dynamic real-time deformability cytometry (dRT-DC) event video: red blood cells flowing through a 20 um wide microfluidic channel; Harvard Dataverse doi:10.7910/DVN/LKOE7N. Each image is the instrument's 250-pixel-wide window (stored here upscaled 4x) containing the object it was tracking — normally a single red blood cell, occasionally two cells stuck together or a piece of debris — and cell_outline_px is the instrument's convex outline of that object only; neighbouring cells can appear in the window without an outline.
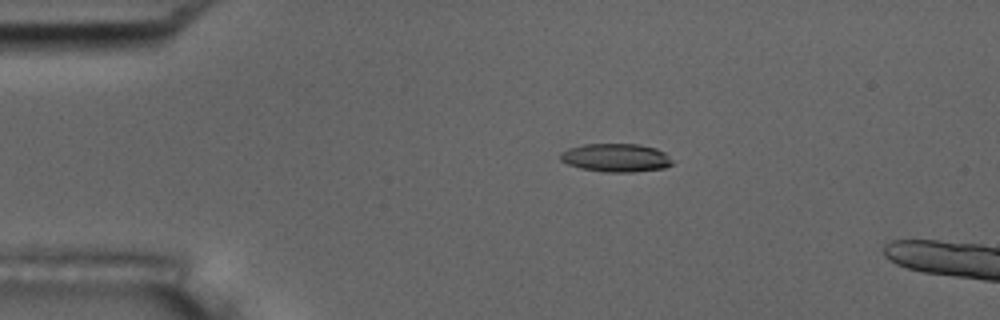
{"species": "common noctule bat (a hibernating species)", "species_latin": "Nyctalus noctula", "temperature_condition": "room temperature", "stored_images_in_passage": 6, "camera_frame_rate_fps": 3000, "um_per_image_px": 0.085, "animal": {"sex": "male", "body_mass_g": 17.5, "forearm_length_mm": 52.3}, "frame": {"image": 1, "passage_image": 3, "time_ms": 0.667, "image_size_px": [1000, 320], "cell_outline_px": [[672, 164], [664, 168], [632, 172], [604, 172], [580, 168], [568, 164], [560, 160], [560, 152], [568, 148], [584, 144], [640, 144], [656, 148], [664, 152], [672, 160]], "centroid_in_image_um": [52.34, 13.4], "position_along_channel_um": 32.7, "area_um2": 18.55}}